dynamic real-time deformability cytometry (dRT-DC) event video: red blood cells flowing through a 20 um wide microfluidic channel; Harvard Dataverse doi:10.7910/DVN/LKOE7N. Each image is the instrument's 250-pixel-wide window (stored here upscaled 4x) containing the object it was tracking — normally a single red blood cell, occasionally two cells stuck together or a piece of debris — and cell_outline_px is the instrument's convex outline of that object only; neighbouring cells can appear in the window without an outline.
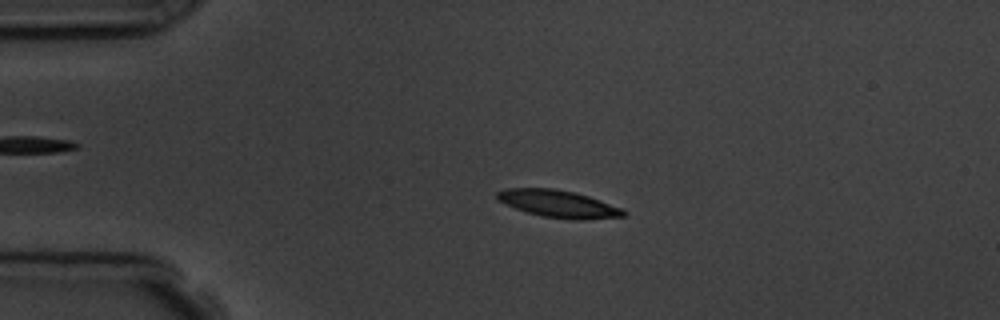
{"species": "common noctule bat (a hibernating species)", "species_latin": "Nyctalus noctula", "temperature_condition": "room temperature", "stored_images_in_passage": 4, "camera_frame_rate_fps": 3000, "um_per_image_px": 0.085, "animal": {"sex": "male", "body_mass_g": 19.5, "forearm_length_mm": 54.6}, "frame": {"image": 1, "passage_image": 3, "time_ms": 2.333, "image_size_px": [1000, 320], "cell_outline_px": [[628, 212], [624, 216], [584, 220], [576, 220], [540, 216], [516, 208], [496, 200], [496, 192], [504, 188], [556, 188], [576, 192], [624, 208]], "centroid_in_image_um": [47.48, 17.32], "position_along_channel_um": 37.5, "area_um2": 20.35}}